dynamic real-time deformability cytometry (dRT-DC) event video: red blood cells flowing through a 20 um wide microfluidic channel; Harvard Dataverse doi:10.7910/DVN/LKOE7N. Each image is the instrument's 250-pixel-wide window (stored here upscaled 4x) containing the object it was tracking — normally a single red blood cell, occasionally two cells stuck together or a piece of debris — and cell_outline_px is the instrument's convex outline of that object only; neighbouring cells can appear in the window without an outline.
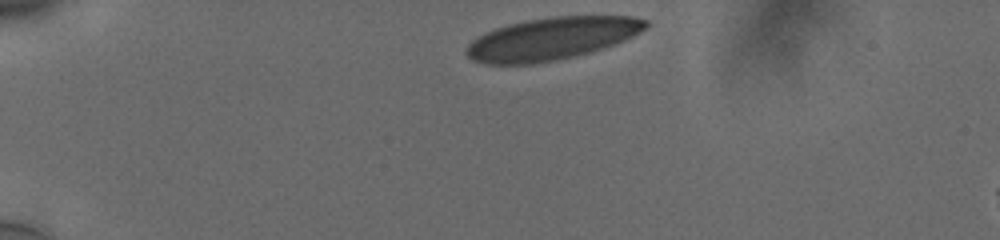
{"species": "human", "species_latin": "Homo sapiens", "temperature_condition": "cold", "stored_images_in_passage": 37, "camera_frame_rate_fps": 3000, "um_per_image_px": 0.085, "donor": {"sex": "male"}, "frame": {"image": 1, "passage_image": 1, "time_ms": 0.0, "image_size_px": [1000, 240], "cell_outline_px": [[648, 24], [640, 32], [624, 40], [588, 52], [556, 60], [532, 64], [488, 64], [472, 60], [464, 52], [468, 44], [476, 36], [484, 32], [508, 24], [528, 20], [552, 16], [632, 16], [648, 20]], "centroid_in_image_um": [46.84, 3.28], "position_along_channel_um": 38.2, "area_um2": 44.04}}
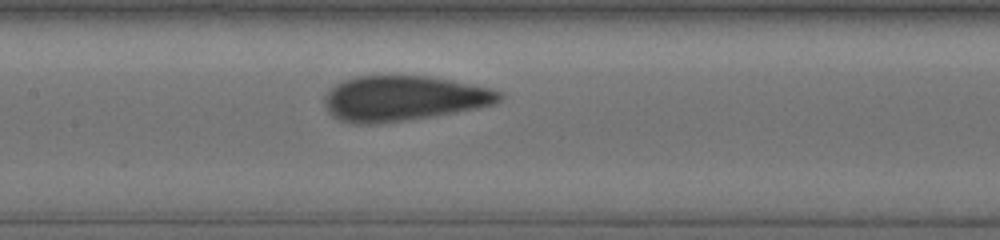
{"frame": {"image": 2, "passage_image": 17, "time_ms": 5.333, "image_size_px": [1000, 240], "cell_outline_px": [[504, 96], [500, 100], [492, 104], [476, 108], [456, 112], [432, 116], [376, 124], [352, 124], [340, 120], [332, 116], [328, 112], [324, 104], [324, 96], [336, 84], [344, 80], [356, 76], [428, 76], [492, 88], [504, 92]], "centroid_in_image_um": [34.28, 8.36], "position_along_channel_um": 173.1, "area_um2": 45.95}}
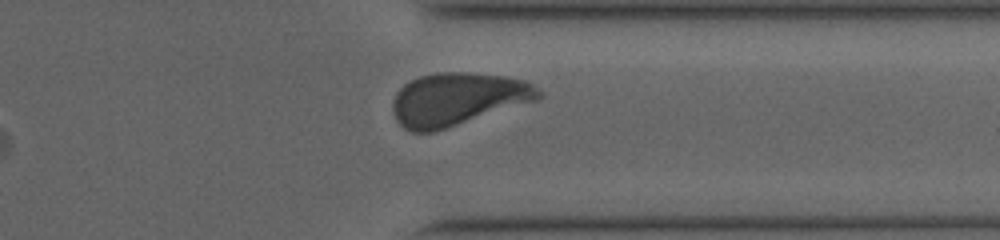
{"frame": {"image": 3, "passage_image": 33, "time_ms": 10.667, "image_size_px": [1000, 240], "cell_outline_px": [[544, 96], [536, 100], [432, 132], [412, 132], [404, 128], [396, 120], [392, 108], [392, 104], [396, 92], [404, 84], [420, 76], [436, 72], [468, 72], [508, 76], [524, 80], [532, 84]], "centroid_in_image_um": [38.87, 8.41], "position_along_channel_um": 372.5, "area_um2": 44.56}, "authors_computed_cell_mechanics": {"area_um2": 45.4886, "velocity_mm_per_s": 3.7459, "shape_relaxation_time_tau1_ms": 7.55, "shape_relaxation_time_tau2_ms": null, "deformation_change_tau1": 0.1783, "deformation_change_tau2": null}}